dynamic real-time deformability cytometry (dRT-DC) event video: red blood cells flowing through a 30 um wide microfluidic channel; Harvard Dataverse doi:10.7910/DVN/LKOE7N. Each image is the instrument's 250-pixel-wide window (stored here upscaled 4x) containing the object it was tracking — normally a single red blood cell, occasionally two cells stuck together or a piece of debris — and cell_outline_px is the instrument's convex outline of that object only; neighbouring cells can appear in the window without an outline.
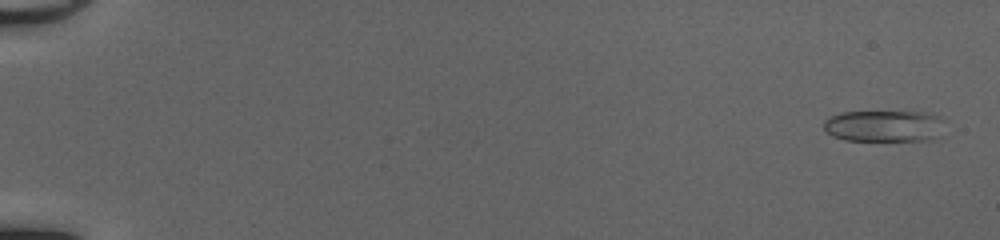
{"species": "common noctule bat (a hibernating species)", "species_latin": "Nyctalus noctula", "temperature_condition": "cold", "stored_images_in_passage": 51, "camera_frame_rate_fps": 3000, "um_per_image_px": 0.085, "animal": {"sex": "female", "body_mass_g": 20.0, "forearm_length_mm": 54.0}, "frame": {"image": 1, "passage_image": 2, "time_ms": 0.333, "image_size_px": [1000, 240], "cell_outline_px": [[944, 120], [936, 136], [928, 140], [844, 140], [832, 136], [824, 128], [824, 120], [828, 116], [840, 112], [932, 112], [940, 116]], "centroid_in_image_um": [75.11, 10.69], "position_along_channel_um": 9.9, "area_um2": 22.2}}
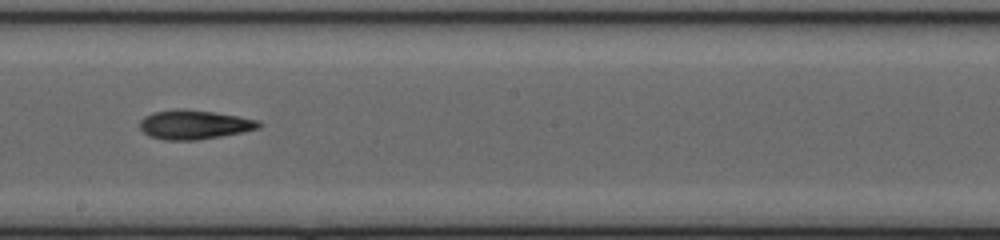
{"frame": {"image": 2, "passage_image": 31, "time_ms": 10.0, "image_size_px": [1000, 240], "cell_outline_px": [[264, 124], [260, 128], [244, 132], [196, 140], [164, 140], [148, 136], [140, 128], [140, 120], [144, 116], [152, 112], [184, 108], [216, 112], [240, 116], [260, 120]], "centroid_in_image_um": [16.55, 10.58], "position_along_channel_um": 231.7, "area_um2": 20.58}}
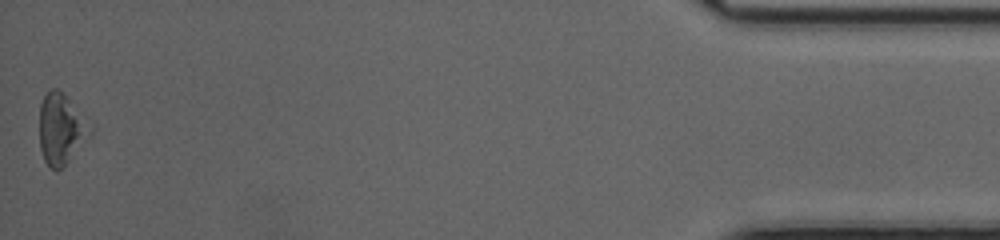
{"frame": {"image": 3, "passage_image": 51, "time_ms": 16.667, "image_size_px": [1000, 240], "cell_outline_px": [[92, 132], [68, 160], [56, 172], [44, 160], [40, 148], [40, 104], [44, 96], [52, 88], [56, 88], [68, 100], [92, 128]], "centroid_in_image_um": [5.15, 10.98], "position_along_channel_um": 430.1, "area_um2": 19.88}, "authors_computed_cell_mechanics": {"area_um2": 19.941, "velocity_mm_per_s": 4.1947, "shape_relaxation_time_tau1_ms": null, "shape_relaxation_time_tau2_ms": 6.3351, "deformation_change_tau1": null, "deformation_change_tau2": 0.1694}}